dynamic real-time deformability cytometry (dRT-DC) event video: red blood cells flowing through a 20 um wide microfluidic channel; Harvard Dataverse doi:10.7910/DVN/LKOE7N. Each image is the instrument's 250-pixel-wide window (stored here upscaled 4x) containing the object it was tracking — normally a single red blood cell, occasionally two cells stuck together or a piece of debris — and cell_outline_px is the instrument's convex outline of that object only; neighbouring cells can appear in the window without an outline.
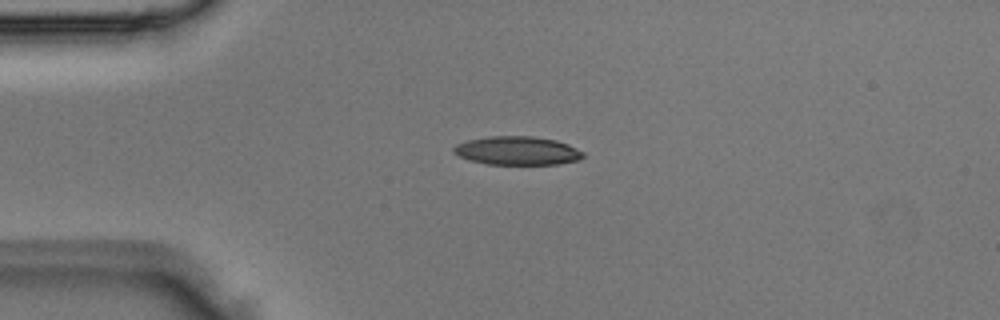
{"species": "Egyptian fruit bat (a non-hibernating species)", "species_latin": "Rousettus aegyptiacus", "temperature_condition": "room temperature", "stored_images_in_passage": 1, "camera_frame_rate_fps": 3000, "um_per_image_px": 0.085, "animal": {"sex": "male"}, "frame": {"image": 1, "passage_image": 1, "time_ms": 0.0, "image_size_px": [1000, 320], "cell_outline_px": [[584, 156], [580, 160], [556, 164], [488, 164], [472, 160], [460, 156], [452, 152], [452, 148], [456, 144], [468, 140], [488, 136], [532, 136], [556, 140], [568, 144], [584, 152]], "centroid_in_image_um": [43.98, 12.8], "position_along_channel_um": 41.0, "area_um2": 21.5}}